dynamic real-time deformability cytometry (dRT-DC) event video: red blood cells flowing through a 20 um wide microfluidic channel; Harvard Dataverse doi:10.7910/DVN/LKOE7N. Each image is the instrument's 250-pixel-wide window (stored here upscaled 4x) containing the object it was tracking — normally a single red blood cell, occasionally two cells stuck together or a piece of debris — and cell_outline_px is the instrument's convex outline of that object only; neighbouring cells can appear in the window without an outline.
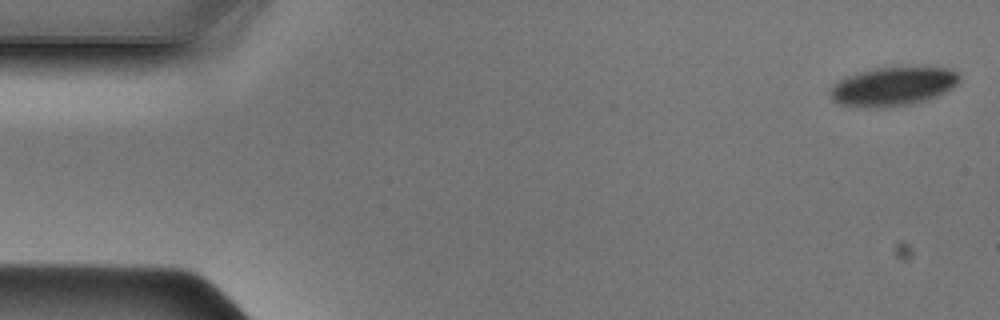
{"species": "Egyptian fruit bat (a non-hibernating species)", "species_latin": "Rousettus aegyptiacus", "temperature_condition": "cold", "stored_images_in_passage": 46, "camera_frame_rate_fps": 3000, "um_per_image_px": 0.085, "animal": {"sex": "male"}, "frame": {"image": 1, "passage_image": 1, "time_ms": 0.0, "image_size_px": [1000, 320], "cell_outline_px": [[960, 80], [952, 88], [936, 96], [912, 104], [880, 108], [856, 108], [840, 104], [832, 100], [828, 92], [832, 84], [844, 76], [876, 68], [952, 68], [960, 76]], "centroid_in_image_um": [75.83, 7.37], "position_along_channel_um": 9.2, "area_um2": 29.36}}
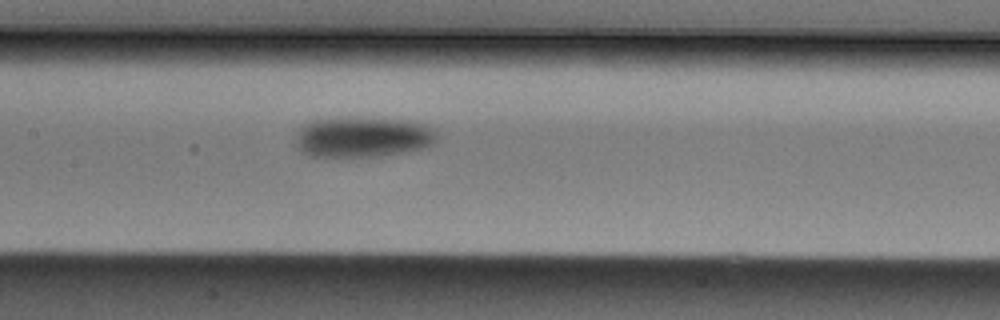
{"frame": {"image": 2, "passage_image": 22, "time_ms": 7.0, "image_size_px": [1000, 320], "cell_outline_px": [[436, 140], [432, 144], [424, 148], [404, 152], [380, 156], [308, 156], [300, 152], [296, 144], [296, 136], [300, 128], [304, 124], [312, 120], [332, 116], [380, 116], [412, 120], [424, 124], [432, 128], [436, 132]], "centroid_in_image_um": [30.82, 11.59], "position_along_channel_um": 176.6, "area_um2": 34.56}}
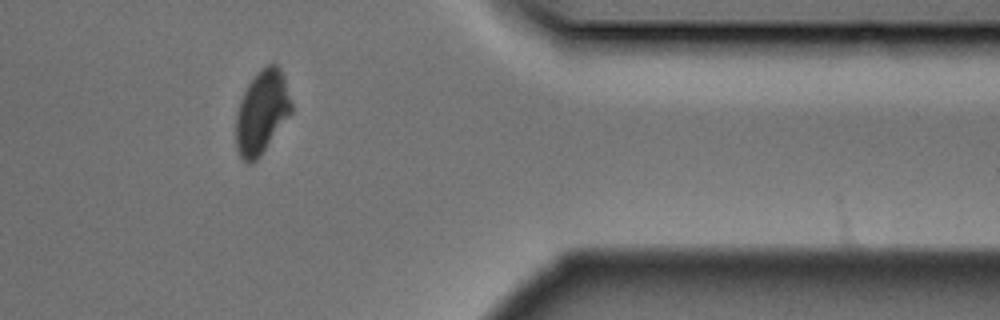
{"frame": {"image": 3, "passage_image": 39, "time_ms": 12.667, "image_size_px": [1000, 320], "cell_outline_px": [[292, 112], [260, 156], [252, 164], [248, 164], [240, 156], [236, 148], [236, 116], [240, 100], [248, 84], [256, 72], [260, 68], [268, 64], [276, 64], [280, 68], [292, 104]], "centroid_in_image_um": [22.24, 9.54], "position_along_channel_um": 389.2, "area_um2": 26.76}}